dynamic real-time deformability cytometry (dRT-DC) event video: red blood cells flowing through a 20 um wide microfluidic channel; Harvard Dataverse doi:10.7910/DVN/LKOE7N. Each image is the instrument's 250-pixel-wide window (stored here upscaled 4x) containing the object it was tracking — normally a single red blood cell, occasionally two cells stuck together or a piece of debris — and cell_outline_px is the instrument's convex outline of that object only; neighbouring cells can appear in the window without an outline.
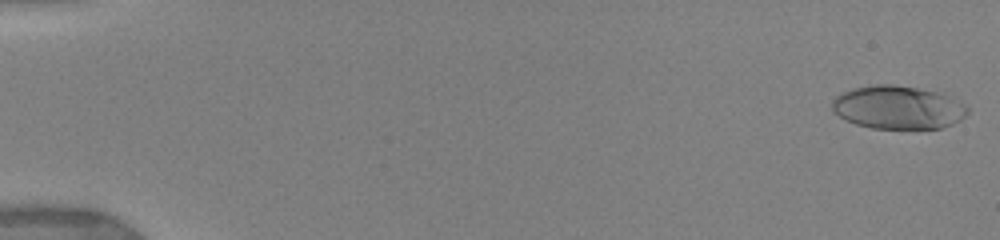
{"species": "human", "species_latin": "Homo sapiens", "temperature_condition": "warm", "stored_images_in_passage": 16, "camera_frame_rate_fps": 3000, "um_per_image_px": 0.085, "donor": {"sex": "female"}, "frame": {"image": 1, "passage_image": 1, "time_ms": 0.0, "image_size_px": [1000, 240], "cell_outline_px": [[968, 112], [960, 120], [952, 124], [940, 128], [872, 128], [856, 124], [832, 112], [832, 100], [836, 96], [844, 92], [856, 88], [876, 84], [892, 84], [944, 92], [964, 104], [968, 108]], "centroid_in_image_um": [76.36, 9.12], "position_along_channel_um": 8.6, "area_um2": 34.1}}